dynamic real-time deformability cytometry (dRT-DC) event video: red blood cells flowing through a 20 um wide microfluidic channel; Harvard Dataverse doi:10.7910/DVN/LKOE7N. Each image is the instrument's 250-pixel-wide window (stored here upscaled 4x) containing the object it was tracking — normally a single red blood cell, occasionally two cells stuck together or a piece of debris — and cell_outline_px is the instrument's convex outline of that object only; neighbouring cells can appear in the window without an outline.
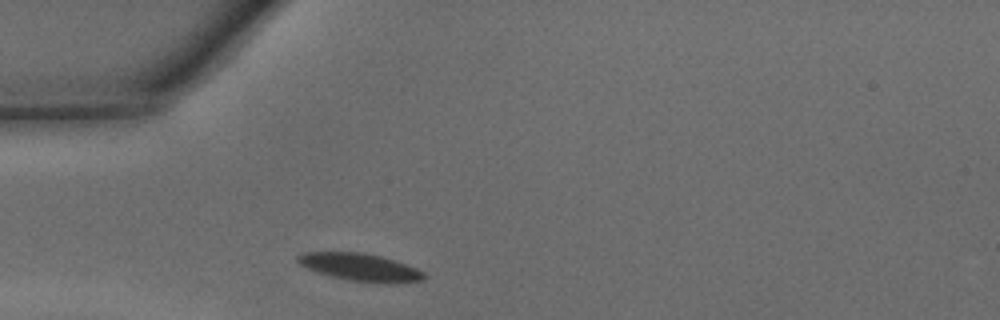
{"species": "common noctule bat (a hibernating species)", "species_latin": "Nyctalus noctula", "temperature_condition": "warm", "stored_images_in_passage": 24, "camera_frame_rate_fps": 3000, "um_per_image_px": 0.085, "animal": {"sex": "male", "body_mass_g": 15.6}, "frame": {"image": 1, "passage_image": 1, "time_ms": 0.0, "image_size_px": [1000, 320], "cell_outline_px": [[428, 276], [420, 280], [388, 284], [348, 280], [316, 272], [300, 264], [296, 260], [296, 256], [304, 252], [364, 252], [380, 256], [416, 268], [424, 272]], "centroid_in_image_um": [30.6, 22.71], "position_along_channel_um": 54.4, "area_um2": 20.17}}
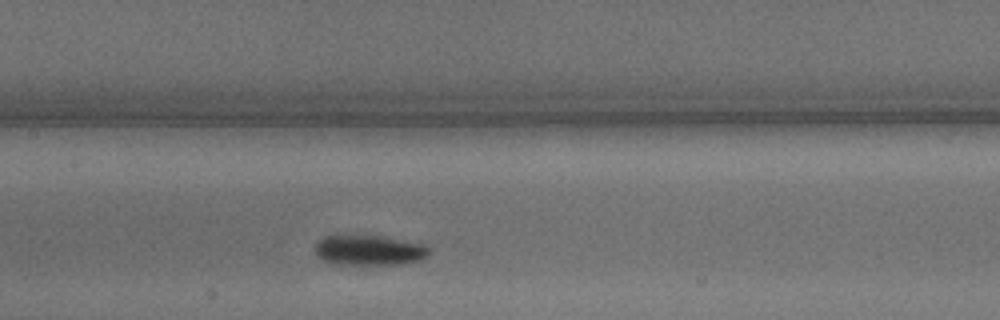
{"frame": {"image": 2, "passage_image": 10, "time_ms": 3.0, "image_size_px": [1000, 320], "cell_outline_px": [[428, 256], [420, 260], [400, 264], [332, 264], [316, 256], [312, 248], [324, 236], [376, 236], [424, 244], [428, 248]], "centroid_in_image_um": [31.32, 21.28], "position_along_channel_um": 176.1, "area_um2": 19.83}}
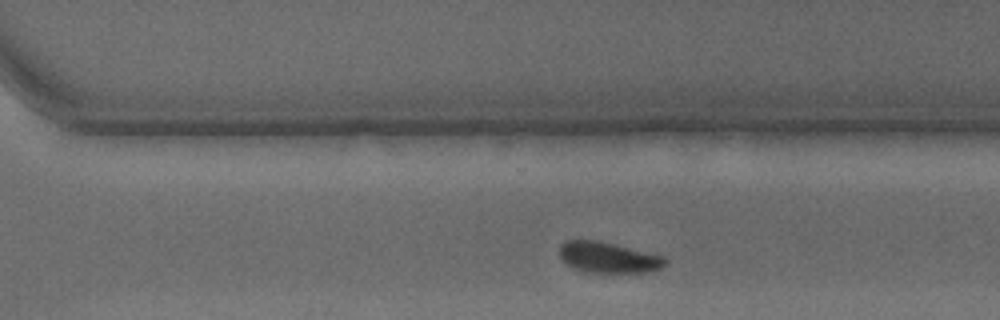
{"frame": {"image": 3, "passage_image": 20, "time_ms": 6.333, "image_size_px": [1000, 320], "cell_outline_px": [[668, 264], [660, 268], [648, 272], [584, 272], [572, 268], [560, 256], [560, 244], [564, 240], [596, 240], [664, 256], [668, 260]], "centroid_in_image_um": [51.71, 21.89], "position_along_channel_um": 318.9, "area_um2": 18.9}, "authors_computed_cell_mechanics": {"area_um2": 20.2011, "velocity_mm_per_s": 4.2994, "shape_relaxation_time_tau1_ms": 2.4128, "shape_relaxation_time_tau2_ms": null, "deformation_change_tau1": 0.0928, "deformation_change_tau2": null}}